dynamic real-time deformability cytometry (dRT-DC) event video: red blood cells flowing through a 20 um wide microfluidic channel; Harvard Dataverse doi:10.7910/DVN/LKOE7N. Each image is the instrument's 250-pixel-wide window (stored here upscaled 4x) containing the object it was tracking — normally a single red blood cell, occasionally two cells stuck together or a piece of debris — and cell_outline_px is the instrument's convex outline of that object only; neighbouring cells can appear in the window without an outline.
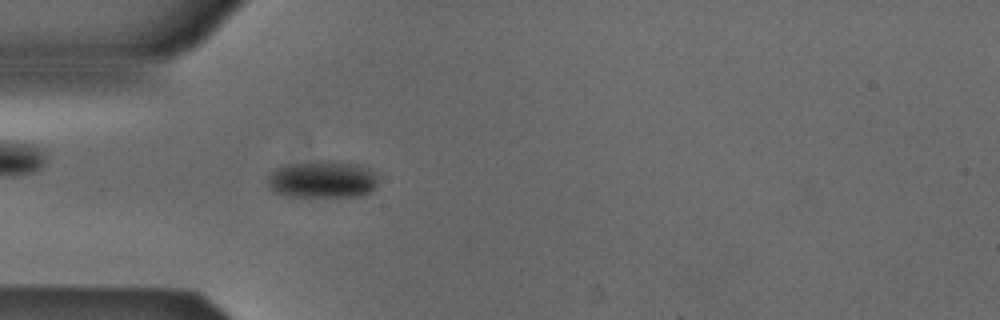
{"species": "Egyptian fruit bat (a non-hibernating species)", "species_latin": "Rousettus aegyptiacus", "temperature_condition": "cold", "stored_images_in_passage": 52, "camera_frame_rate_fps": 3000, "um_per_image_px": 0.085, "animal": {"sex": "male"}, "frame": {"image": 1, "passage_image": 15, "time_ms": 4.667, "image_size_px": [1000, 320], "cell_outline_px": [[376, 184], [368, 192], [360, 196], [288, 196], [272, 192], [268, 188], [268, 176], [276, 168], [288, 164], [316, 160], [332, 160], [360, 164], [368, 168], [376, 176]], "centroid_in_image_um": [27.36, 15.23], "position_along_channel_um": 57.6, "area_um2": 24.04}}
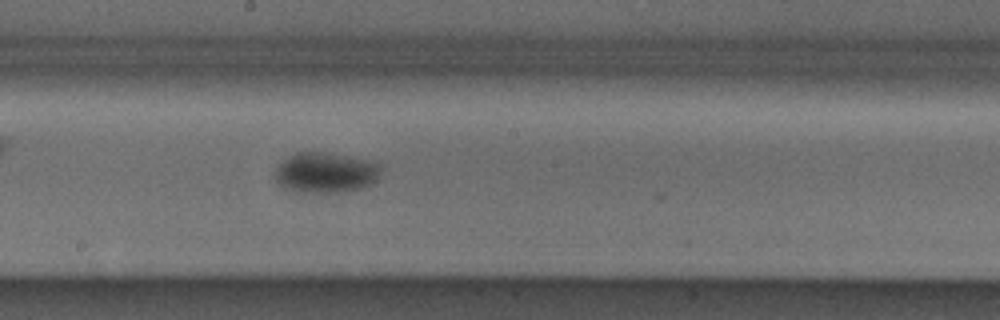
{"frame": {"image": 2, "passage_image": 28, "time_ms": 9.0, "image_size_px": [1000, 320], "cell_outline_px": [[384, 168], [376, 180], [372, 184], [360, 188], [340, 192], [296, 192], [284, 188], [276, 180], [276, 168], [288, 156], [296, 152], [320, 152], [344, 156], [364, 160], [380, 164]], "centroid_in_image_um": [27.68, 14.68], "position_along_channel_um": 220.5, "area_um2": 24.68}}
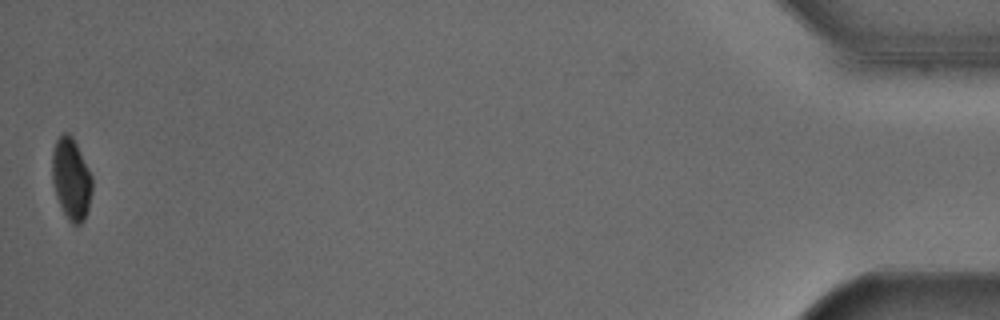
{"frame": {"image": 3, "passage_image": 52, "time_ms": 17.0, "image_size_px": [1000, 320], "cell_outline_px": [[92, 192], [88, 208], [84, 220], [80, 224], [72, 224], [68, 220], [56, 196], [52, 180], [52, 152], [56, 140], [64, 132], [68, 132], [72, 136], [92, 176]], "centroid_in_image_um": [6.05, 15.21], "position_along_channel_um": 429.2, "area_um2": 18.9}}